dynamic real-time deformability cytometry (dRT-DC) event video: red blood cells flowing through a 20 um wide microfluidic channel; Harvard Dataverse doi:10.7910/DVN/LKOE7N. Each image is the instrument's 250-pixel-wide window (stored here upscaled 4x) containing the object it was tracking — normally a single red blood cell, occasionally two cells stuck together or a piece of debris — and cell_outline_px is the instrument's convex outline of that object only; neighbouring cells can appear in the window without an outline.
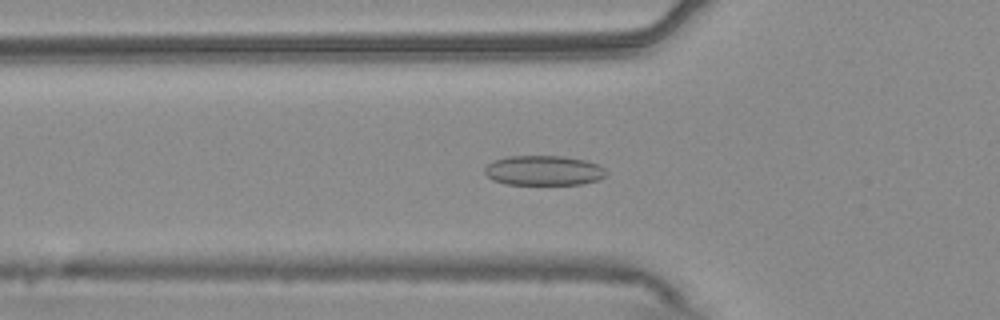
{"species": "common noctule bat (a hibernating species)", "species_latin": "Nyctalus noctula", "temperature_condition": "warm", "stored_images_in_passage": 40, "camera_frame_rate_fps": 3000, "um_per_image_px": 0.085, "animal": {"sex": "male", "body_mass_g": 20.4}, "frame": {"image": 1, "passage_image": 5, "time_ms": 1.333, "image_size_px": [1000, 320], "cell_outline_px": [[608, 172], [604, 176], [596, 180], [580, 184], [504, 184], [492, 180], [484, 172], [484, 168], [488, 164], [496, 160], [508, 156], [564, 156], [588, 160], [600, 164]], "centroid_in_image_um": [46.23, 14.48], "position_along_channel_um": 79.6, "area_um2": 21.21}}
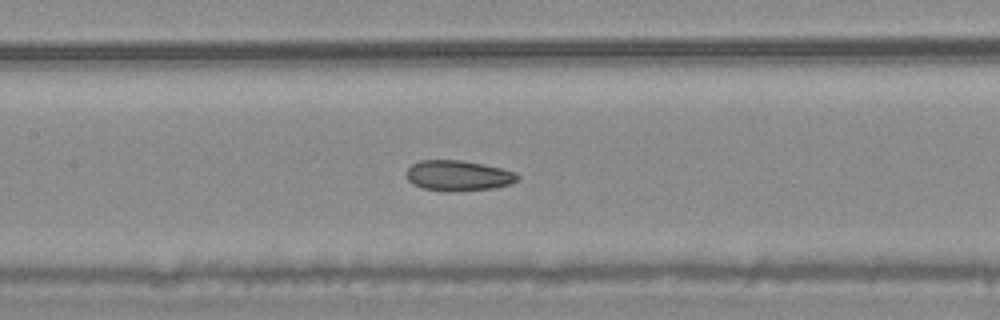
{"frame": {"image": 2, "passage_image": 12, "time_ms": 3.667, "image_size_px": [1000, 320], "cell_outline_px": [[520, 176], [516, 180], [508, 184], [492, 188], [456, 192], [444, 192], [424, 188], [412, 184], [408, 180], [408, 168], [412, 164], [420, 160], [460, 160], [500, 168], [516, 172]], "centroid_in_image_um": [38.93, 14.94], "position_along_channel_um": 168.5, "area_um2": 19.59}}
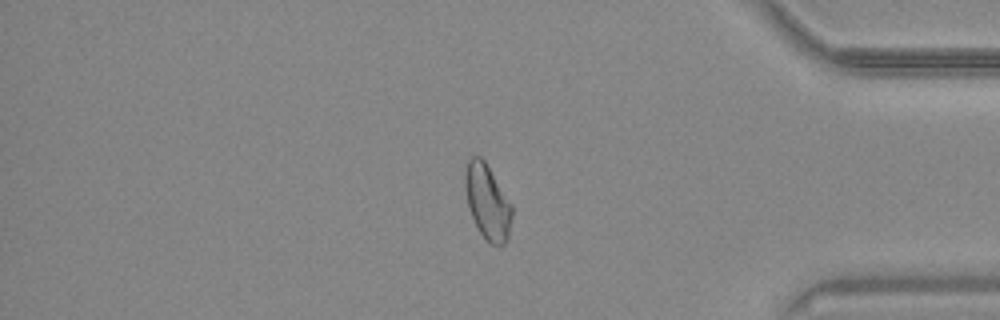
{"frame": {"image": 3, "passage_image": 32, "time_ms": 10.333, "image_size_px": [1000, 320], "cell_outline_px": [[512, 216], [508, 240], [500, 248], [492, 244], [480, 232], [472, 216], [468, 204], [464, 184], [464, 172], [468, 160], [472, 156], [480, 156], [484, 160], [512, 204]], "centroid_in_image_um": [41.44, 17.16], "position_along_channel_um": 393.8, "area_um2": 20.4}, "authors_computed_cell_mechanics": {"area_um2": 19.9699, "velocity_mm_per_s": 3.7672, "shape_relaxation_time_tau1_ms": null, "shape_relaxation_time_tau2_ms": 2.8985, "deformation_change_tau1": null, "deformation_change_tau2": 0.0777}}